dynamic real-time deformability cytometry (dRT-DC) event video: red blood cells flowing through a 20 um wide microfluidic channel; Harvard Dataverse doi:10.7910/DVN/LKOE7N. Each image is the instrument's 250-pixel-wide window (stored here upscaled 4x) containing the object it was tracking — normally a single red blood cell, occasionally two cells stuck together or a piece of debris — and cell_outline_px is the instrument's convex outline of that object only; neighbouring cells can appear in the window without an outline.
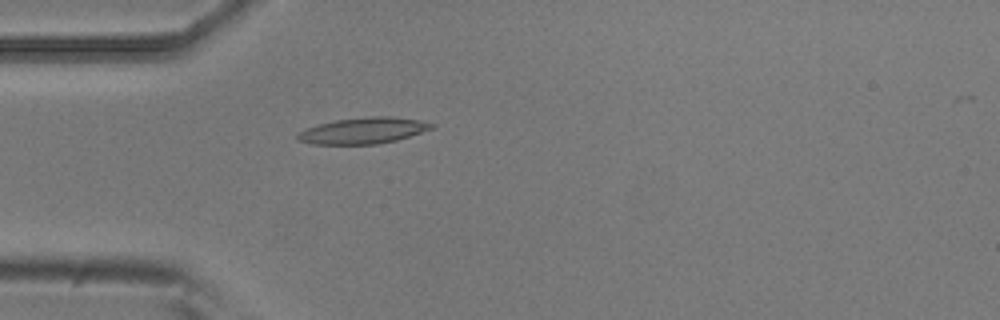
{"species": "common noctule bat (a hibernating species)", "species_latin": "Nyctalus noctula", "temperature_condition": "room temperature", "stored_images_in_passage": 53, "camera_frame_rate_fps": 3000, "um_per_image_px": 0.085, "animal": {"sex": "male", "body_mass_g": 20.5, "forearm_length_mm": 52.5}, "frame": {"image": 1, "passage_image": 14, "time_ms": 4.333, "image_size_px": [1000, 320], "cell_outline_px": [[436, 128], [396, 140], [376, 144], [312, 144], [300, 140], [296, 136], [300, 132], [308, 128], [320, 124], [336, 120], [372, 116], [392, 116], [420, 120], [436, 124]], "centroid_in_image_um": [30.97, 11.1], "position_along_channel_um": 54.0, "area_um2": 20.29}}
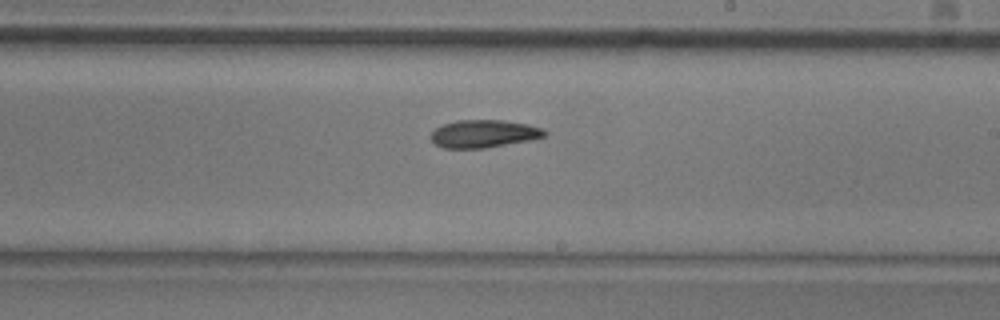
{"frame": {"image": 2, "passage_image": 30, "time_ms": 9.667, "image_size_px": [1000, 320], "cell_outline_px": [[548, 132], [544, 136], [532, 140], [484, 148], [444, 148], [436, 144], [428, 136], [436, 128], [444, 124], [456, 120], [504, 120], [528, 124], [544, 128]], "centroid_in_image_um": [41.14, 11.36], "position_along_channel_um": 247.9, "area_um2": 18.5}}
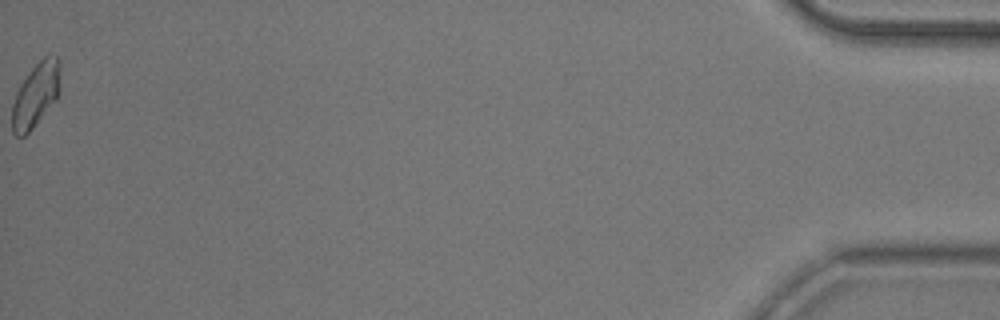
{"frame": {"image": 3, "passage_image": 53, "time_ms": 17.333, "image_size_px": [1000, 320], "cell_outline_px": [[60, 92], [56, 100], [32, 128], [24, 136], [16, 136], [12, 132], [12, 104], [16, 92], [20, 84], [28, 72], [44, 56], [52, 52], [60, 60]], "centroid_in_image_um": [3.06, 8.02], "position_along_channel_um": 432.1, "area_um2": 18.26}, "authors_computed_cell_mechanics": {"area_um2": 18.5538, "velocity_mm_per_s": 3.7334, "shape_relaxation_time_tau1_ms": 7.7162, "shape_relaxation_time_tau2_ms": null, "deformation_change_tau1": 0.1708, "deformation_change_tau2": null}}